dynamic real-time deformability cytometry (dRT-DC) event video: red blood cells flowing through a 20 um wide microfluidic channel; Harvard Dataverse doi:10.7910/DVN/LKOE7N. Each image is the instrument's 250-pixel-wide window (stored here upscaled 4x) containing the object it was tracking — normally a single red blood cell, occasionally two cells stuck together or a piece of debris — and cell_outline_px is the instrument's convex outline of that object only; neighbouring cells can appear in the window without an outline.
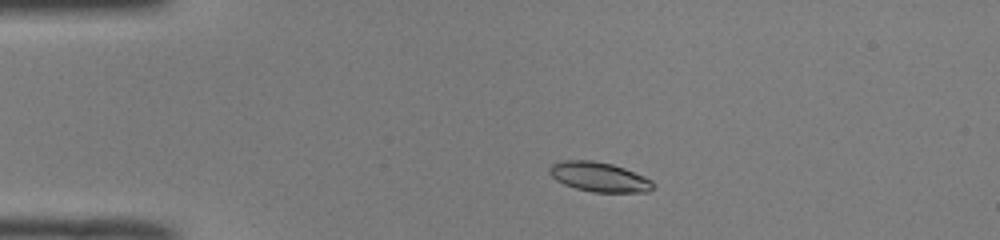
{"species": "common noctule bat (a hibernating species)", "species_latin": "Nyctalus noctula", "temperature_condition": "room temperature", "stored_images_in_passage": 40, "camera_frame_rate_fps": 3000, "um_per_image_px": 0.085, "animal": {"sex": "male", "body_mass_g": 19.0, "forearm_length_mm": 50.8}, "frame": {"image": 1, "passage_image": 1, "time_ms": 0.0, "image_size_px": [1000, 240], "cell_outline_px": [[656, 184], [648, 192], [592, 192], [576, 188], [564, 184], [556, 180], [548, 172], [548, 168], [552, 164], [560, 160], [592, 160], [612, 164], [624, 168], [644, 176], [652, 180]], "centroid_in_image_um": [50.92, 15.03], "position_along_channel_um": 34.1, "area_um2": 17.98}}
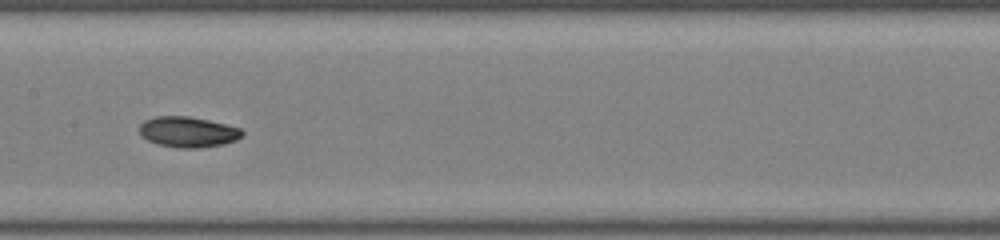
{"frame": {"image": 2, "passage_image": 16, "time_ms": 5.0, "image_size_px": [1000, 240], "cell_outline_px": [[244, 136], [236, 140], [224, 144], [200, 148], [176, 148], [156, 144], [140, 136], [140, 124], [144, 120], [156, 116], [188, 116], [208, 120], [240, 128], [244, 132]], "centroid_in_image_um": [15.97, 11.22], "position_along_channel_um": 191.4, "area_um2": 18.5}}
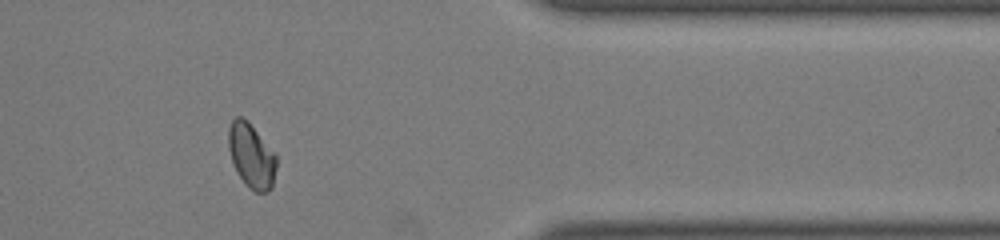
{"frame": {"image": 3, "passage_image": 32, "time_ms": 10.333, "image_size_px": [1000, 240], "cell_outline_px": [[276, 168], [272, 188], [268, 192], [256, 192], [248, 188], [236, 172], [228, 148], [228, 128], [232, 120], [236, 116], [240, 116], [248, 120], [276, 156]], "centroid_in_image_um": [21.35, 13.25], "position_along_channel_um": 390.0, "area_um2": 18.03}, "authors_computed_cell_mechanics": {"area_um2": 18.0336, "velocity_mm_per_s": 4.0749, "shape_relaxation_time_tau1_ms": 2.8756, "shape_relaxation_time_tau2_ms": 2.2378, "deformation_change_tau1": 0.0937, "deformation_change_tau2": 0.0482}}